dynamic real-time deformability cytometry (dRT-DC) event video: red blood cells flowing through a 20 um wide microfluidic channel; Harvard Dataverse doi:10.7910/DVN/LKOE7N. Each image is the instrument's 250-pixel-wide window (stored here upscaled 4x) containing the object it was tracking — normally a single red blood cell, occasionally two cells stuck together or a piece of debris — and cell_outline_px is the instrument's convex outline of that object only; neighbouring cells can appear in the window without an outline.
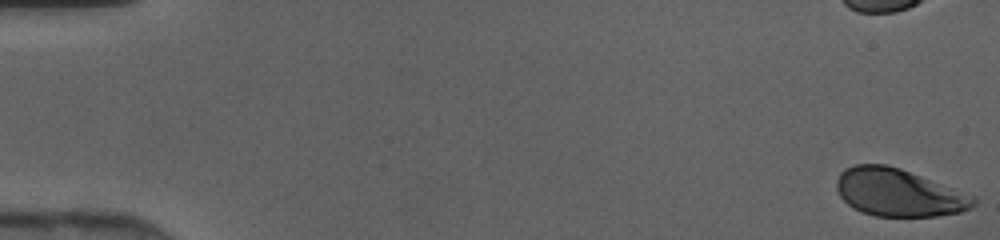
{"species": "human", "species_latin": "Homo sapiens", "temperature_condition": "cold", "stored_images_in_passage": 39, "camera_frame_rate_fps": 3000, "um_per_image_px": 0.085, "donor": {"sex": "female"}, "frame": {"image": 1, "passage_image": 1, "time_ms": 0.0, "image_size_px": [1000, 240], "cell_outline_px": [[976, 204], [960, 212], [936, 216], [876, 216], [860, 212], [852, 208], [840, 196], [836, 188], [836, 180], [840, 172], [844, 168], [856, 164], [888, 164], [900, 168], [972, 196], [976, 200]], "centroid_in_image_um": [76.3, 16.37], "position_along_channel_um": 8.7, "area_um2": 37.63}}